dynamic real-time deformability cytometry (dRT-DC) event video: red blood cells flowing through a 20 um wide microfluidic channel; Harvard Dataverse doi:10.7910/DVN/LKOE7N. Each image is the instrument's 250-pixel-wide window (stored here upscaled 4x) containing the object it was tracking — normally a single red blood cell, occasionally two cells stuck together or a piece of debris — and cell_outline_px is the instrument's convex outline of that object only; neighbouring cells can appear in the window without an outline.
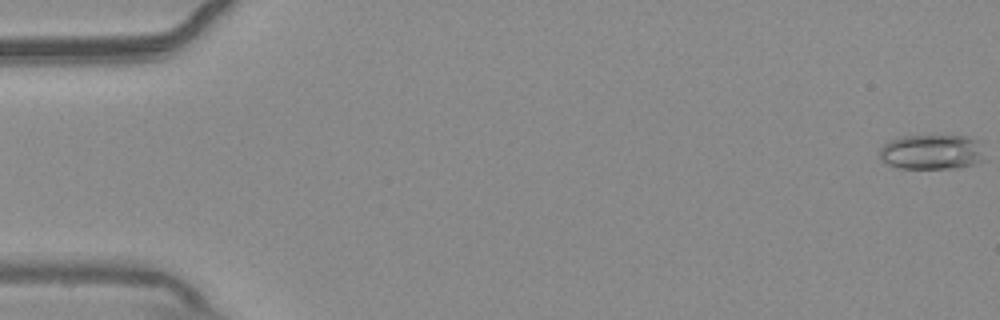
{"species": "common noctule bat (a hibernating species)", "species_latin": "Nyctalus noctula", "temperature_condition": "warm", "stored_images_in_passage": 55, "camera_frame_rate_fps": 3000, "um_per_image_px": 0.085, "animal": {"sex": "male", "body_mass_g": 20.4}, "frame": {"image": 1, "passage_image": 1, "time_ms": 0.0, "image_size_px": [1000, 320], "cell_outline_px": [[984, 160], [976, 164], [960, 168], [900, 168], [888, 164], [880, 160], [880, 148], [884, 144], [892, 140], [904, 136], [968, 136], [976, 140]], "centroid_in_image_um": [79.18, 12.93], "position_along_channel_um": 5.8, "area_um2": 21.21}}
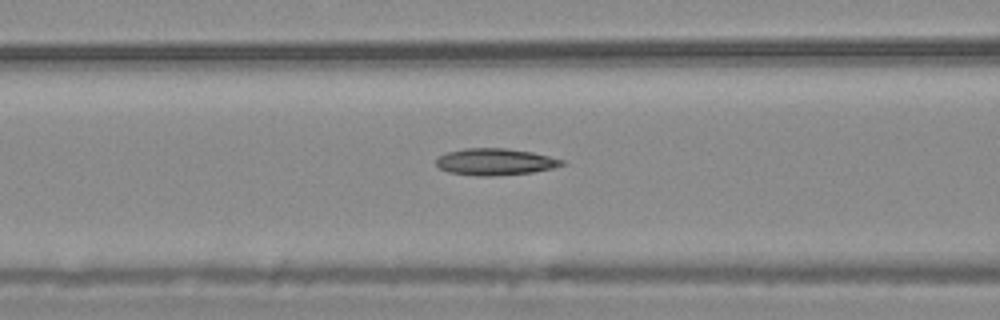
{"frame": {"image": 2, "passage_image": 23, "time_ms": 7.333, "image_size_px": [1000, 320], "cell_outline_px": [[564, 164], [552, 168], [532, 172], [492, 176], [476, 176], [448, 172], [440, 168], [436, 164], [436, 160], [440, 156], [448, 152], [464, 148], [504, 148], [532, 152], [564, 160]], "centroid_in_image_um": [42.07, 13.75], "position_along_channel_um": 124.5, "area_um2": 19.42}}
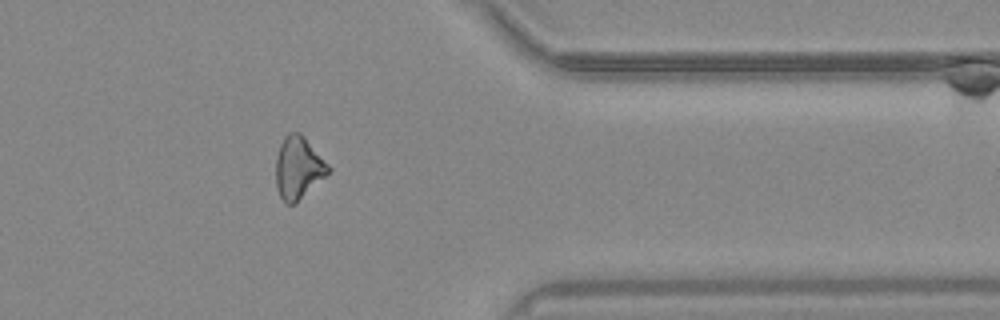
{"frame": {"image": 3, "passage_image": 45, "time_ms": 14.667, "image_size_px": [1000, 320], "cell_outline_px": [[332, 172], [296, 204], [288, 204], [280, 196], [276, 188], [276, 156], [280, 144], [284, 136], [288, 132], [300, 132], [304, 136], [332, 168]], "centroid_in_image_um": [25.38, 14.27], "position_along_channel_um": 386.0, "area_um2": 19.48}}